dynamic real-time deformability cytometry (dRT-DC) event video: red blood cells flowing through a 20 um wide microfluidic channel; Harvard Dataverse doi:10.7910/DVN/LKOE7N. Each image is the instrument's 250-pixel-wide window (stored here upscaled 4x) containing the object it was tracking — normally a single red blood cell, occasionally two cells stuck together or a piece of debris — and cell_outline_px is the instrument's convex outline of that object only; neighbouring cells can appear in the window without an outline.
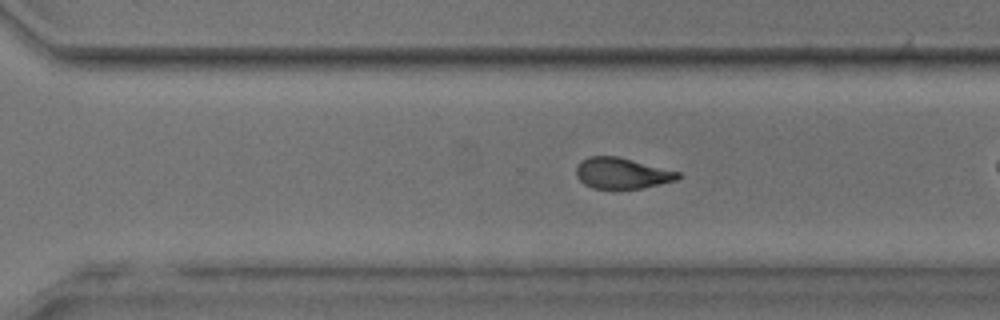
{"species": "common noctule bat (a hibernating species)", "species_latin": "Nyctalus noctula", "temperature_condition": "room temperature", "stored_images_in_passage": 35, "camera_frame_rate_fps": 3000, "um_per_image_px": 0.085, "animal": {"sex": "male", "body_mass_g": 17.9, "forearm_length_mm": 54.2}, "frame": {"image": 1, "passage_image": 30, "time_ms": 9.667, "image_size_px": [1000, 320], "cell_outline_px": [[680, 176], [676, 180], [640, 188], [592, 188], [584, 184], [576, 176], [576, 168], [580, 160], [588, 156], [616, 156], [680, 172]], "centroid_in_image_um": [52.81, 14.71], "position_along_channel_um": 317.8, "area_um2": 18.09}}